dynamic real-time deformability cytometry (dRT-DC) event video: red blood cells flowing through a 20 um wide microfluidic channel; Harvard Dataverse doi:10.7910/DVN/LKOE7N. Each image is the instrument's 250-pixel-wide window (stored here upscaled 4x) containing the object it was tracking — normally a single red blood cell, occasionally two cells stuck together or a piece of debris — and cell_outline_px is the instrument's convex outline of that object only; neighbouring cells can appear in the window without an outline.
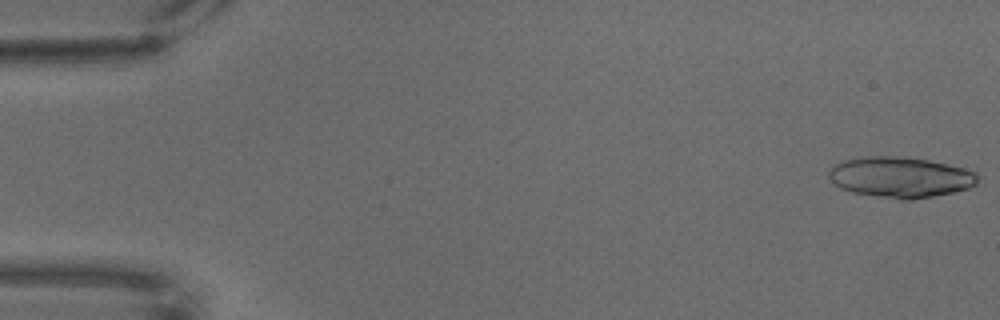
{"species": "common noctule bat (a hibernating species)", "species_latin": "Nyctalus noctula", "temperature_condition": "warm", "stored_images_in_passage": 1, "camera_frame_rate_fps": 3000, "um_per_image_px": 0.085, "animal": {"sex": "male", "body_mass_g": 18.8}, "frame": {"image": 1, "passage_image": 1, "time_ms": 0.0, "image_size_px": [1000, 320], "cell_outline_px": [[976, 184], [968, 188], [952, 192], [932, 196], [908, 200], [900, 200], [852, 192], [840, 188], [828, 176], [828, 172], [836, 164], [844, 160], [868, 156], [892, 156], [928, 160], [964, 168], [976, 172]], "centroid_in_image_um": [76.51, 15.07], "position_along_channel_um": 8.5, "area_um2": 34.85}}